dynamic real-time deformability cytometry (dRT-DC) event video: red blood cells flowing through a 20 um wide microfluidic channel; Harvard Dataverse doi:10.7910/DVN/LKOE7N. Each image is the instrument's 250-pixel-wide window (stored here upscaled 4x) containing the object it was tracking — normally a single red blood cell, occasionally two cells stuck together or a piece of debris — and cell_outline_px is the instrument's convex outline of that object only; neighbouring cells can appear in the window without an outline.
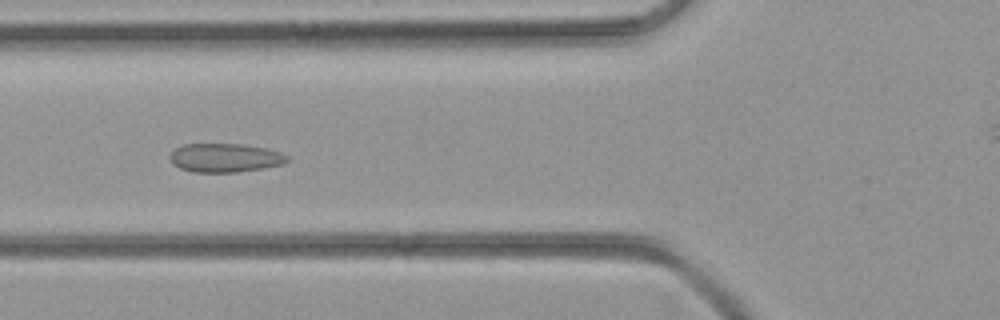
{"species": "common noctule bat (a hibernating species)", "species_latin": "Nyctalus noctula", "temperature_condition": "room temperature", "stored_images_in_passage": 46, "camera_frame_rate_fps": 3000, "um_per_image_px": 0.085, "animal": {"sex": "female", "body_mass_g": 21.9}, "frame": {"image": 1, "passage_image": 17, "time_ms": 5.333, "image_size_px": [1000, 320], "cell_outline_px": [[288, 160], [280, 164], [264, 168], [236, 172], [192, 172], [180, 168], [172, 164], [168, 156], [176, 148], [184, 144], [244, 144], [264, 148], [280, 152], [288, 156]], "centroid_in_image_um": [19.08, 13.41], "position_along_channel_um": 106.7, "area_um2": 19.59}}
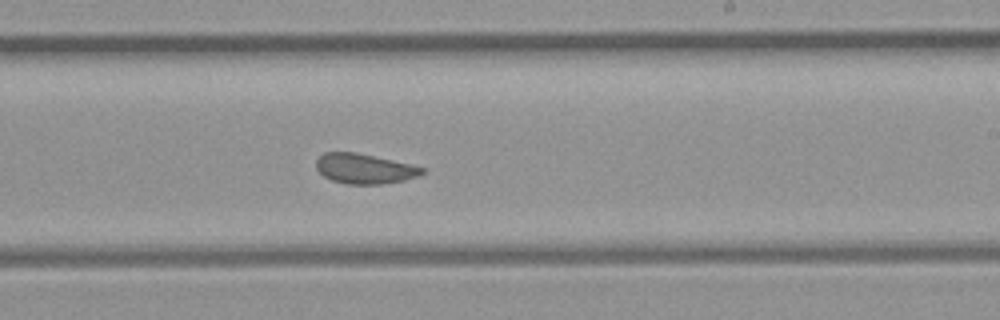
{"frame": {"image": 2, "passage_image": 27, "time_ms": 8.667, "image_size_px": [1000, 320], "cell_outline_px": [[424, 172], [416, 176], [404, 180], [380, 184], [348, 184], [332, 180], [324, 176], [316, 168], [316, 160], [324, 152], [356, 152], [412, 164], [424, 168]], "centroid_in_image_um": [30.96, 14.33], "position_along_channel_um": 258.0, "area_um2": 18.38}}
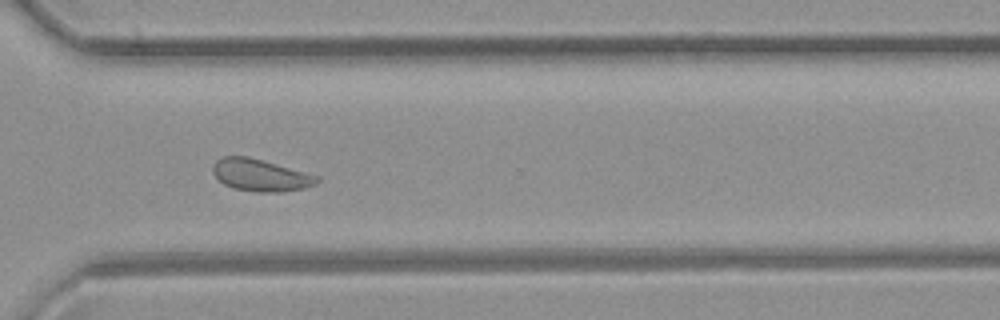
{"frame": {"image": 3, "passage_image": 33, "time_ms": 10.667, "image_size_px": [1000, 320], "cell_outline_px": [[320, 180], [316, 184], [304, 188], [280, 192], [256, 192], [232, 188], [224, 184], [212, 172], [212, 164], [216, 160], [224, 156], [248, 156], [320, 176]], "centroid_in_image_um": [22.14, 14.89], "position_along_channel_um": 348.5, "area_um2": 19.54}}